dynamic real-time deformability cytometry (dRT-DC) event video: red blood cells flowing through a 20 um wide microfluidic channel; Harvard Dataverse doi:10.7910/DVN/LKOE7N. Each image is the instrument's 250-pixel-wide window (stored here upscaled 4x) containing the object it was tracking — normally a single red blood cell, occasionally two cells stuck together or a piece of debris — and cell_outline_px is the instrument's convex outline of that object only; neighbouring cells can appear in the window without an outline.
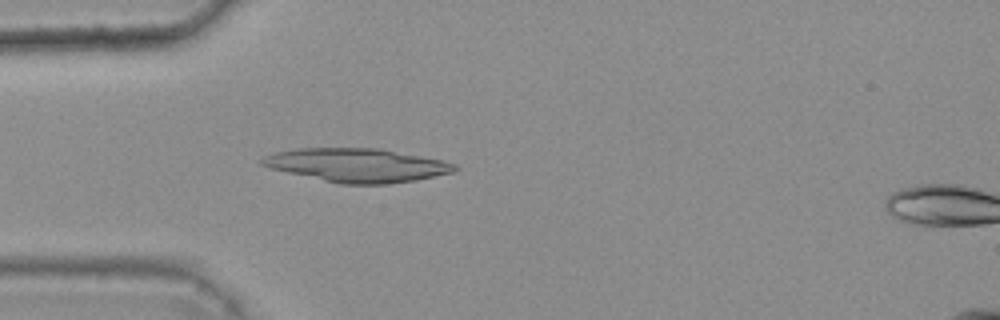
{"species": "common noctule bat (a hibernating species)", "species_latin": "Nyctalus noctula", "temperature_condition": "warm", "stored_images_in_passage": 46, "camera_frame_rate_fps": 3000, "um_per_image_px": 0.085, "animal": {"sex": "female", "body_mass_g": 25.1}, "frame": {"image": 1, "passage_image": 15, "time_ms": 4.667, "image_size_px": [1000, 320], "cell_outline_px": [[460, 168], [452, 172], [416, 180], [384, 184], [340, 184], [288, 172], [272, 168], [260, 164], [260, 160], [264, 156], [276, 152], [296, 148], [376, 148], [444, 160], [456, 164]], "centroid_in_image_um": [30.37, 14.04], "position_along_channel_um": 54.6, "area_um2": 37.45}}
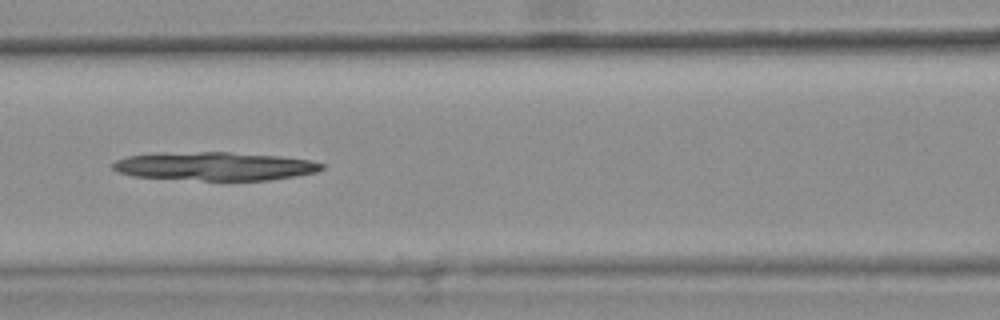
{"frame": {"image": 2, "passage_image": 23, "time_ms": 7.333, "image_size_px": [1000, 320], "cell_outline_px": [[324, 168], [316, 172], [268, 180], [204, 180], [132, 176], [120, 172], [112, 168], [112, 164], [116, 160], [128, 156], [152, 152], [228, 152], [280, 156], [308, 160], [324, 164]], "centroid_in_image_um": [18.2, 14.11], "position_along_channel_um": 148.4, "area_um2": 34.51}}
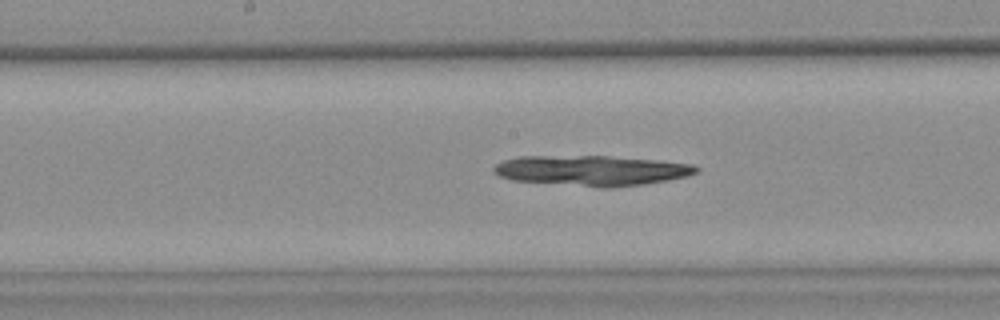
{"frame": {"image": 3, "passage_image": 27, "time_ms": 8.667, "image_size_px": [1000, 320], "cell_outline_px": [[700, 168], [696, 172], [688, 176], [668, 180], [644, 184], [612, 188], [600, 188], [512, 180], [500, 176], [492, 172], [492, 168], [496, 164], [504, 160], [520, 156], [608, 156], [656, 160], [696, 164]], "centroid_in_image_um": [50.3, 14.5], "position_along_channel_um": 197.9, "area_um2": 36.01}}